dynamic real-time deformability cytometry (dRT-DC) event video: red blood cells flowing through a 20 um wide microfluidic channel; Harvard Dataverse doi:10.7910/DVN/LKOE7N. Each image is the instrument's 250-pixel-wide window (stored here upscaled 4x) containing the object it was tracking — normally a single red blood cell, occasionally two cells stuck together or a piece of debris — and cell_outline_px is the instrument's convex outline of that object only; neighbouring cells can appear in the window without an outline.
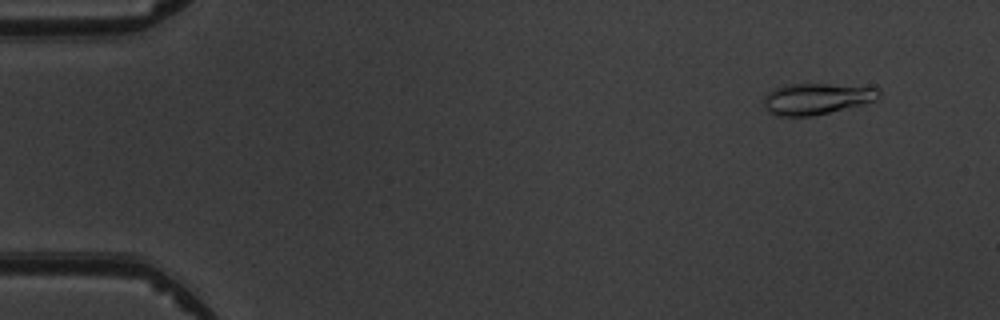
{"species": "common noctule bat (a hibernating species)", "species_latin": "Nyctalus noctula", "temperature_condition": "warm", "stored_images_in_passage": 5, "camera_frame_rate_fps": 3000, "um_per_image_px": 0.085, "animal": {"sex": "male", "body_mass_g": 19.5, "forearm_length_mm": 54.6}, "frame": {"image": 1, "passage_image": 2, "time_ms": 1.333, "image_size_px": [1000, 320], "cell_outline_px": [[880, 100], [812, 116], [776, 116], [768, 112], [764, 108], [764, 96], [772, 88], [788, 84], [832, 84], [880, 88]], "centroid_in_image_um": [69.4, 8.39], "position_along_channel_um": 15.6, "area_um2": 21.21}}